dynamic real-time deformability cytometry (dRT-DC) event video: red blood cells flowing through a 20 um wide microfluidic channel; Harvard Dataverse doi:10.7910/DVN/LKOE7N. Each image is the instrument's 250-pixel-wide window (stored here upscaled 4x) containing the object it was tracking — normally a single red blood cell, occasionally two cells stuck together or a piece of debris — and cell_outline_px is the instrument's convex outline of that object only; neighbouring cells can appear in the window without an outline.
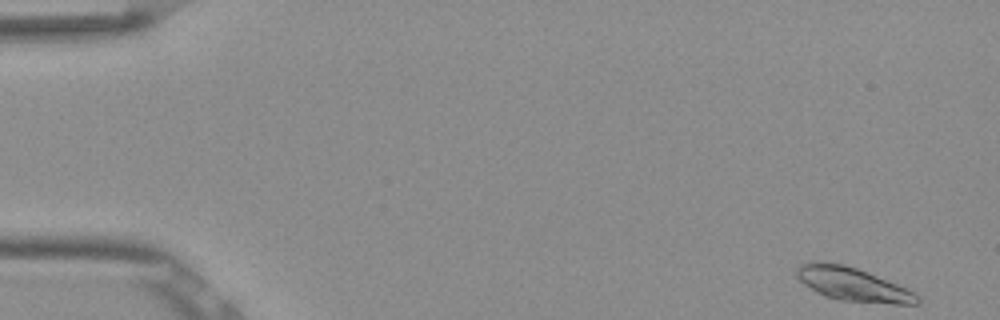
{"species": "Egyptian fruit bat (a non-hibernating species)", "species_latin": "Rousettus aegyptiacus", "temperature_condition": "room temperature", "stored_images_in_passage": 51, "camera_frame_rate_fps": 3000, "um_per_image_px": 0.085, "frame": {"image": 1, "passage_image": 1, "time_ms": 0.0, "image_size_px": [1000, 320], "cell_outline_px": [[920, 300], [916, 304], [892, 304], [840, 300], [824, 296], [816, 292], [804, 284], [796, 276], [796, 268], [800, 264], [808, 260], [816, 260], [844, 264], [856, 268], [896, 284], [912, 292]], "centroid_in_image_um": [72.37, 24.14], "position_along_channel_um": 12.6, "area_um2": 23.41}}
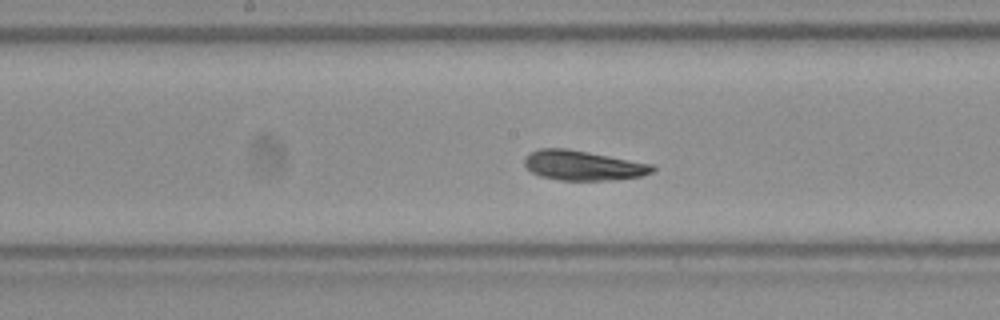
{"frame": {"image": 2, "passage_image": 26, "time_ms": 8.333, "image_size_px": [1000, 320], "cell_outline_px": [[656, 168], [652, 172], [640, 176], [616, 180], [560, 180], [540, 176], [532, 172], [524, 164], [524, 156], [540, 148], [568, 148], [652, 164]], "centroid_in_image_um": [49.54, 14.06], "position_along_channel_um": 198.7, "area_um2": 22.2}}
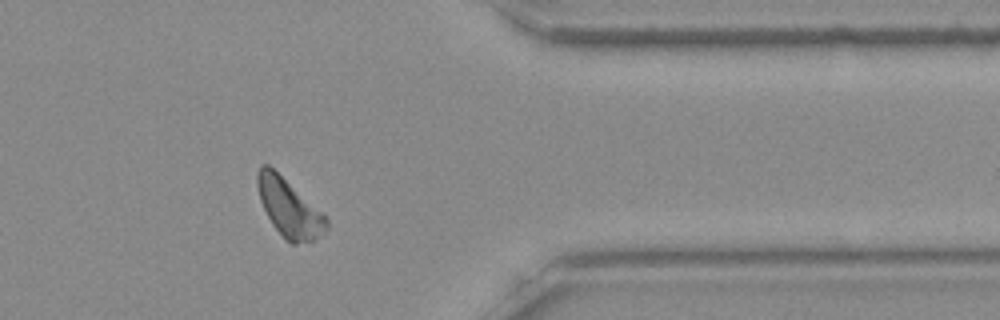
{"frame": {"image": 3, "passage_image": 42, "time_ms": 13.667, "image_size_px": [1000, 320], "cell_outline_px": [[328, 228], [324, 232], [312, 240], [296, 244], [292, 244], [272, 224], [260, 200], [256, 184], [256, 172], [260, 164], [268, 164], [320, 212], [328, 220]], "centroid_in_image_um": [24.52, 17.65], "position_along_channel_um": 386.9, "area_um2": 22.43}, "authors_computed_cell_mechanics": {"area_um2": 22.6576, "velocity_mm_per_s": 3.8208, "shape_relaxation_time_tau1_ms": 2.3817, "shape_relaxation_time_tau2_ms": null, "deformation_change_tau1": 0.0851, "deformation_change_tau2": null}}